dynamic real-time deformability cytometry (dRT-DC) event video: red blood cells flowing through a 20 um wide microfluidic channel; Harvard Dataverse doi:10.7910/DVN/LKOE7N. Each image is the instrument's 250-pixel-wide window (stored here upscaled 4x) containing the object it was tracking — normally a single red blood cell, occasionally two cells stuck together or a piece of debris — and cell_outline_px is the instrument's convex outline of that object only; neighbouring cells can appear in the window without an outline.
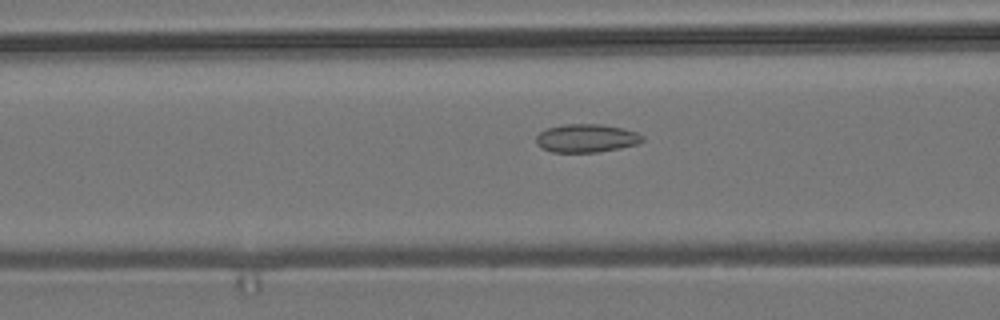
{"species": "common noctule bat (a hibernating species)", "species_latin": "Nyctalus noctula", "temperature_condition": "room temperature", "stored_images_in_passage": 42, "camera_frame_rate_fps": 3000, "um_per_image_px": 0.085, "animal": {"sex": "male", "body_mass_g": 19.2, "forearm_length_mm": 51.8}, "frame": {"image": 1, "passage_image": 8, "time_ms": 2.333, "image_size_px": [1000, 320], "cell_outline_px": [[644, 140], [640, 144], [620, 148], [596, 152], [552, 152], [536, 144], [536, 136], [540, 132], [548, 128], [564, 124], [600, 124], [624, 128], [636, 132], [644, 136]], "centroid_in_image_um": [49.88, 11.74], "position_along_channel_um": 116.7, "area_um2": 17.57}}
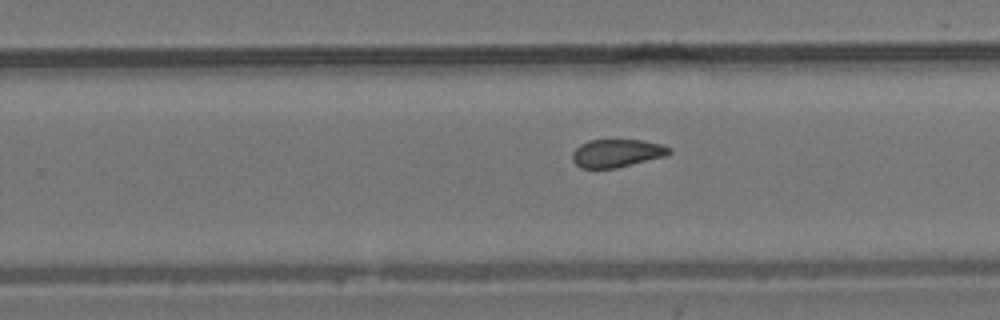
{"frame": {"image": 2, "passage_image": 21, "time_ms": 6.667, "image_size_px": [1000, 320], "cell_outline_px": [[672, 152], [668, 156], [616, 168], [580, 168], [572, 160], [572, 152], [580, 144], [588, 140], [644, 140], [660, 144], [672, 148]], "centroid_in_image_um": [52.46, 13.02], "position_along_channel_um": 277.3, "area_um2": 16.01}}
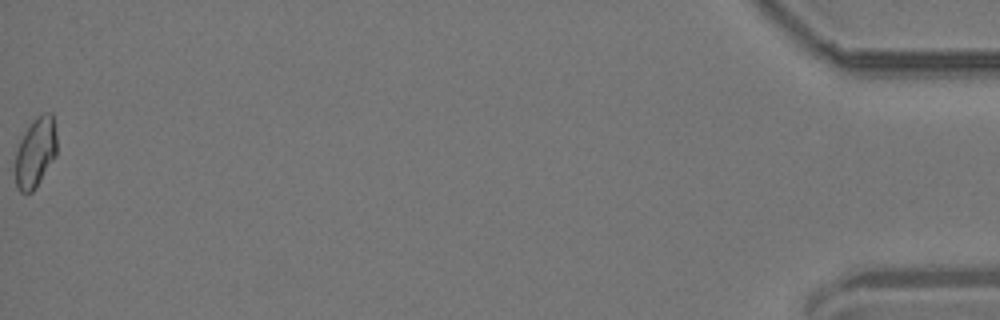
{"frame": {"image": 3, "passage_image": 42, "time_ms": 13.667, "image_size_px": [1000, 320], "cell_outline_px": [[56, 156], [36, 188], [32, 192], [20, 192], [16, 188], [16, 148], [24, 132], [32, 120], [36, 116], [44, 112], [52, 112], [56, 136]], "centroid_in_image_um": [3.02, 12.94], "position_along_channel_um": 432.2, "area_um2": 17.05}, "authors_computed_cell_mechanics": {"area_um2": 16.6175, "velocity_mm_per_s": 3.7051, "shape_relaxation_time_tau1_ms": null, "shape_relaxation_time_tau2_ms": 2.7278, "deformation_change_tau1": null, "deformation_change_tau2": 0.0694}}